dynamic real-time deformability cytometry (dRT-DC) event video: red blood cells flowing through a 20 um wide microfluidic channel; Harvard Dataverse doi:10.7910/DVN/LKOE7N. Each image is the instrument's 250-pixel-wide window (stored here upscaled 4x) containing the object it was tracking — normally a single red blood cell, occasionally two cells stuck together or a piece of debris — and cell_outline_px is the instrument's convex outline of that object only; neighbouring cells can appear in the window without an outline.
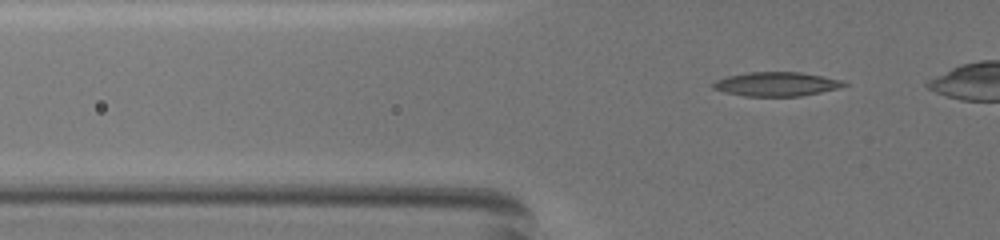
{"species": "common noctule bat (a hibernating species)", "species_latin": "Nyctalus noctula", "temperature_condition": "warm", "stored_images_in_passage": 40, "camera_frame_rate_fps": 3000, "um_per_image_px": 0.085, "animal": {"sex": "female", "body_mass_g": 19.5, "forearm_length_mm": 54.1}, "frame": {"image": 1, "passage_image": 9, "time_ms": 2.667, "image_size_px": [1000, 240], "cell_outline_px": [[848, 84], [836, 88], [820, 92], [800, 96], [744, 96], [724, 92], [712, 88], [712, 84], [716, 80], [728, 76], [748, 72], [800, 72], [840, 80]], "centroid_in_image_um": [65.93, 7.15], "position_along_channel_um": 59.9, "area_um2": 18.09}}
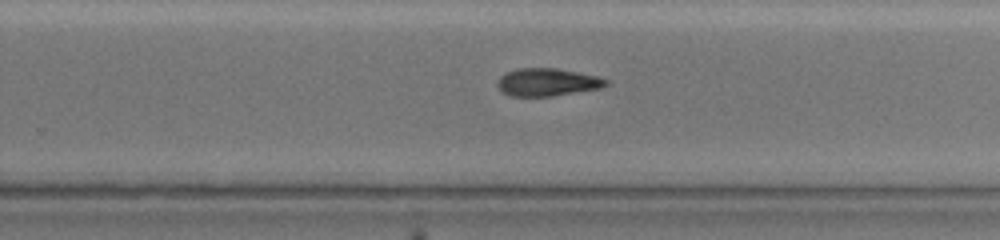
{"frame": {"image": 2, "passage_image": 28, "time_ms": 9.0, "image_size_px": [1000, 240], "cell_outline_px": [[608, 84], [600, 88], [552, 96], [508, 96], [496, 84], [500, 76], [516, 68], [556, 68], [596, 76], [608, 80]], "centroid_in_image_um": [46.5, 6.98], "position_along_channel_um": 283.3, "area_um2": 17.34}}
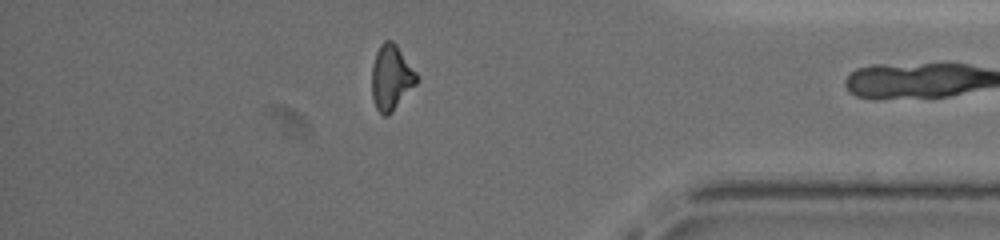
{"frame": {"image": 3, "passage_image": 39, "time_ms": 12.667, "image_size_px": [1000, 240], "cell_outline_px": [[416, 84], [392, 112], [388, 116], [384, 116], [376, 108], [372, 96], [372, 64], [376, 52], [380, 44], [384, 40], [392, 40], [396, 44], [416, 72]], "centroid_in_image_um": [33.23, 6.58], "position_along_channel_um": 402.0, "area_um2": 16.88}}